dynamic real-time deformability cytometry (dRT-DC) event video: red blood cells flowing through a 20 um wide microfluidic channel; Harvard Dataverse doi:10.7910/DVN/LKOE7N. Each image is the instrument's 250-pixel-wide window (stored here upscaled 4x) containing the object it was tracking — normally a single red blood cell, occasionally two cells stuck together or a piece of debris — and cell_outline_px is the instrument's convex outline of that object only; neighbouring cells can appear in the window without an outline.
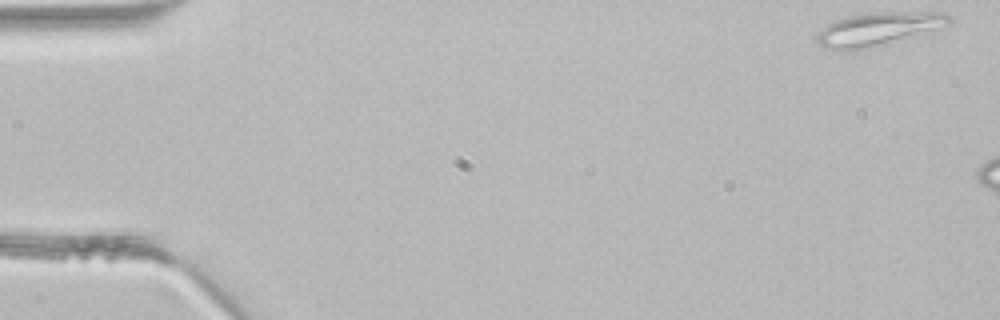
{"species": "common noctule bat (a hibernating species)", "species_latin": "Nyctalus noctula", "temperature_condition": "room temperature", "stored_images_in_passage": 2, "camera_frame_rate_fps": 3000, "um_per_image_px": 0.085, "animal": {"sex": "male", "body_mass_g": 21.5, "forearm_length_mm": 52.0}, "frame": {"image": 1, "passage_image": 1, "time_ms": 0.0, "image_size_px": [1000, 320], "cell_outline_px": [[952, 20], [948, 24], [872, 48], [856, 52], [844, 52], [824, 48], [816, 40], [816, 36], [828, 24], [836, 20], [848, 16], [872, 12], [944, 12]], "centroid_in_image_um": [74.56, 2.49], "position_along_channel_um": 10.4, "area_um2": 25.43}}